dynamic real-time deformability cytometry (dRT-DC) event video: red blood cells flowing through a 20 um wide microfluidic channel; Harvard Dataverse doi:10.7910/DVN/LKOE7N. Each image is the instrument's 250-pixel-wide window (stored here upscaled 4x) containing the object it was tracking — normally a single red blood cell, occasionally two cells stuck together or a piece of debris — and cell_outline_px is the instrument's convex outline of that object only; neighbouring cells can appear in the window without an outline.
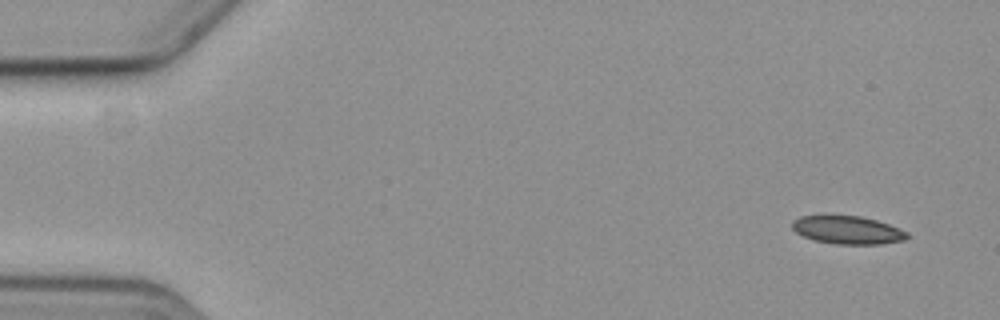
{"species": "common noctule bat (a hibernating species)", "species_latin": "Nyctalus noctula", "temperature_condition": "cold", "stored_images_in_passage": 5, "camera_frame_rate_fps": 3000, "um_per_image_px": 0.085, "animal": {"sex": "female", "body_mass_g": 19.3, "forearm_length_mm": 54.1}, "frame": {"image": 1, "passage_image": 1, "time_ms": 0.0, "image_size_px": [1000, 320], "cell_outline_px": [[908, 236], [904, 240], [880, 244], [836, 244], [812, 240], [796, 232], [792, 228], [792, 220], [800, 216], [860, 216], [876, 220], [900, 228], [908, 232]], "centroid_in_image_um": [72.04, 19.55], "position_along_channel_um": 13.0, "area_um2": 18.73}}
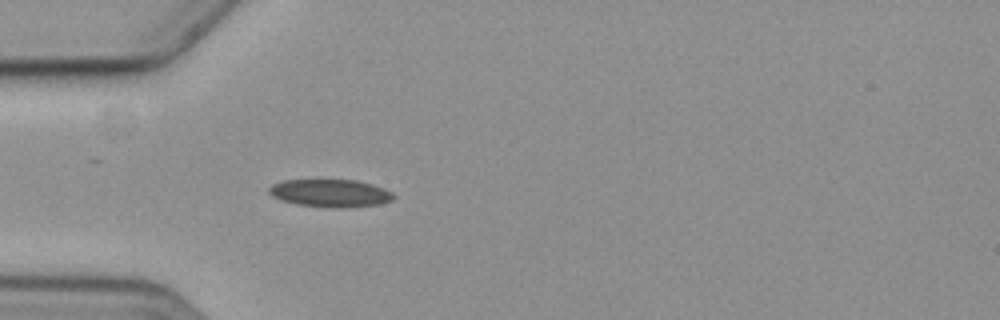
{"frame": {"image": 2, "passage_image": 5, "time_ms": 4.667, "image_size_px": [1000, 320], "cell_outline_px": [[396, 196], [392, 200], [380, 204], [344, 208], [336, 208], [296, 204], [280, 200], [272, 196], [268, 192], [268, 188], [272, 184], [284, 180], [356, 180], [372, 184], [384, 188], [392, 192]], "centroid_in_image_um": [28.08, 16.42], "position_along_channel_um": 56.9, "area_um2": 20.23}}